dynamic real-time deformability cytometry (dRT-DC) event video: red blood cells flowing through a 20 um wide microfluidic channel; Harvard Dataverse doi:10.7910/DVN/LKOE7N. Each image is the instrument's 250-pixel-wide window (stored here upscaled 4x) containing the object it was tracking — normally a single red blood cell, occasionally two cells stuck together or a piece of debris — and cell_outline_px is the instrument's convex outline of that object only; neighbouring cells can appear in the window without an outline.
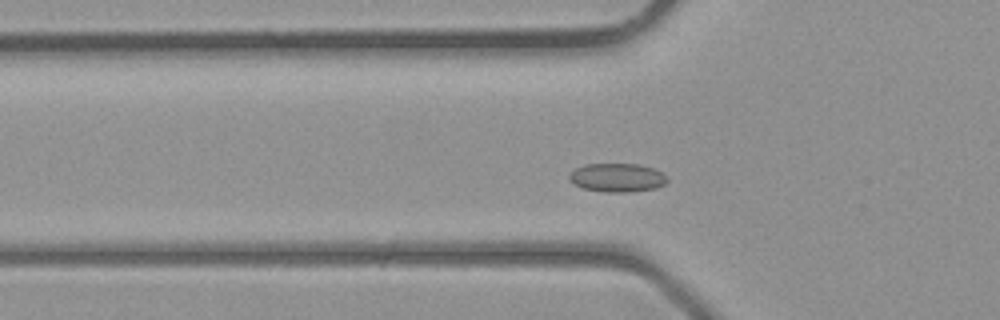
{"species": "common noctule bat (a hibernating species)", "species_latin": "Nyctalus noctula", "temperature_condition": "room temperature", "stored_images_in_passage": 37, "camera_frame_rate_fps": 3000, "um_per_image_px": 0.085, "animal": {"sex": "male", "body_mass_g": 23.1, "forearm_length_mm": 52.7}, "frame": {"image": 1, "passage_image": 9, "time_ms": 2.667, "image_size_px": [1000, 320], "cell_outline_px": [[668, 180], [664, 184], [656, 188], [628, 192], [604, 192], [584, 188], [572, 184], [568, 180], [568, 176], [576, 168], [584, 164], [640, 164], [652, 168], [668, 176]], "centroid_in_image_um": [52.44, 15.1], "position_along_channel_um": 73.4, "area_um2": 16.42}}
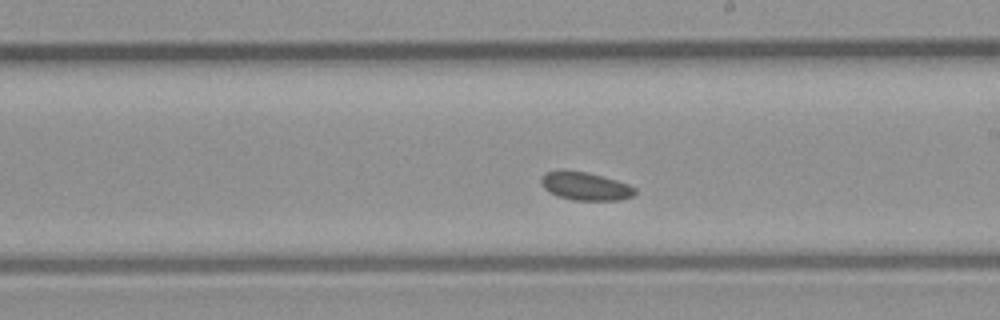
{"frame": {"image": 2, "passage_image": 19, "time_ms": 6.0, "image_size_px": [1000, 320], "cell_outline_px": [[636, 192], [632, 196], [620, 200], [572, 200], [556, 196], [548, 192], [544, 188], [540, 180], [540, 176], [544, 172], [560, 168], [588, 172], [616, 180], [628, 184], [636, 188]], "centroid_in_image_um": [49.68, 15.8], "position_along_channel_um": 239.3, "area_um2": 15.84}}
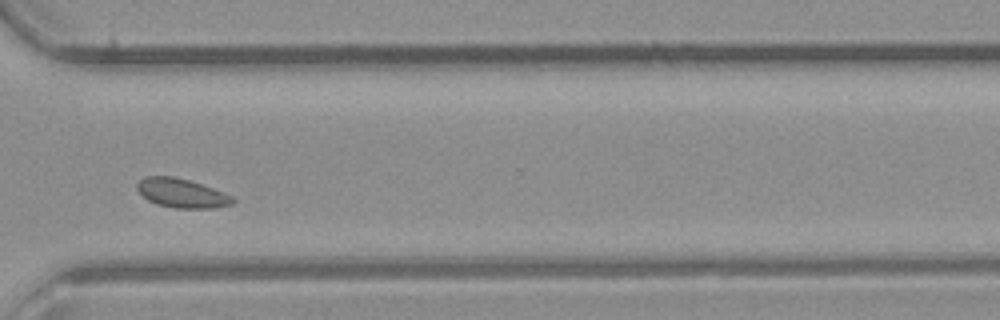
{"frame": {"image": 3, "passage_image": 26, "time_ms": 8.333, "image_size_px": [1000, 320], "cell_outline_px": [[236, 200], [232, 204], [212, 208], [176, 208], [156, 204], [148, 200], [136, 188], [136, 184], [144, 176], [172, 176], [188, 180], [224, 192], [232, 196]], "centroid_in_image_um": [15.44, 16.42], "position_along_channel_um": 355.2, "area_um2": 16.07}}